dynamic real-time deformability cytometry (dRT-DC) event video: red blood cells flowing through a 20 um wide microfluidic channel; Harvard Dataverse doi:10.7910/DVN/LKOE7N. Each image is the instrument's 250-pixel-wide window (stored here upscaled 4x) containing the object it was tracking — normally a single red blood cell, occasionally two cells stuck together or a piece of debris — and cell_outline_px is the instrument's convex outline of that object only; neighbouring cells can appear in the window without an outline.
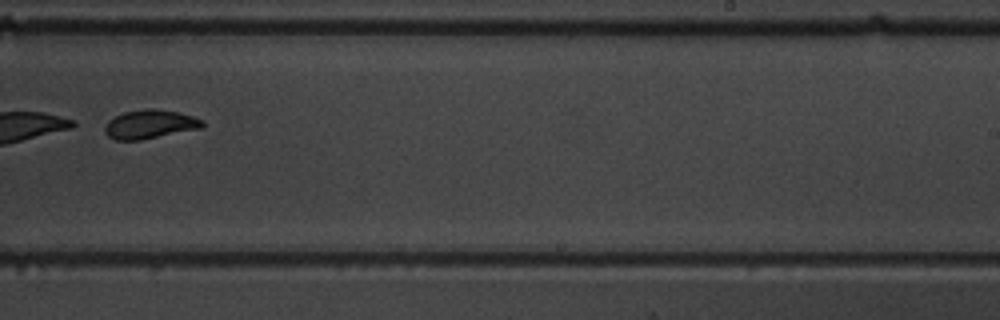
{"species": "common noctule bat (a hibernating species)", "species_latin": "Nyctalus noctula", "temperature_condition": "warm", "stored_images_in_passage": 8, "camera_frame_rate_fps": 3000, "um_per_image_px": 0.085, "animal": {"sex": "male", "body_mass_g": 19.5, "forearm_length_mm": 54.6}, "frame": {"image": 1, "passage_image": 7, "time_ms": 7.0, "image_size_px": [1000, 320], "cell_outline_px": [[204, 124], [200, 128], [140, 140], [116, 140], [108, 136], [104, 132], [104, 128], [108, 120], [124, 112], [148, 108], [156, 108], [180, 112], [204, 120]], "centroid_in_image_um": [12.73, 10.55], "position_along_channel_um": 276.3, "area_um2": 16.36}}
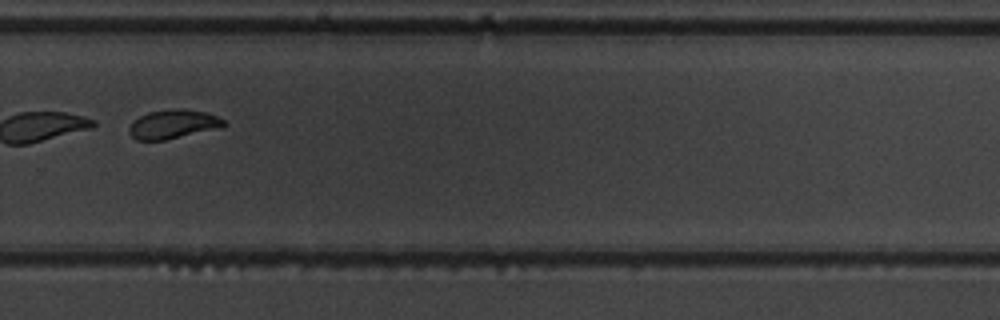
{"frame": {"image": 2, "passage_image": 8, "time_ms": 8.0, "image_size_px": [1000, 320], "cell_outline_px": [[228, 124], [220, 128], [164, 140], [136, 140], [128, 132], [128, 128], [140, 116], [148, 112], [172, 108], [184, 108], [204, 112], [216, 116], [224, 120]], "centroid_in_image_um": [14.73, 10.55], "position_along_channel_um": 315.1, "area_um2": 15.95}}